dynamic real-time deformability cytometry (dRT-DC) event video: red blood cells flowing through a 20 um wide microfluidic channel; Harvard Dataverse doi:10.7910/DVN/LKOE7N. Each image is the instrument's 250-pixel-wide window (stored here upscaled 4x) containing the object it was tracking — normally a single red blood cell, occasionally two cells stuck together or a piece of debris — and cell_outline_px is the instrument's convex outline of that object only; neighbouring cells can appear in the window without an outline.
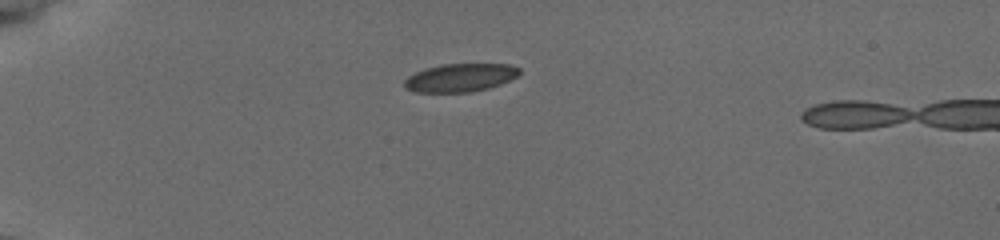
{"species": "common noctule bat (a hibernating species)", "species_latin": "Nyctalus noctula", "temperature_condition": "cold", "stored_images_in_passage": 41, "camera_frame_rate_fps": 3000, "um_per_image_px": 0.085, "animal": {"sex": "female", "body_mass_g": 19.5, "forearm_length_mm": 54.1}, "frame": {"image": 1, "passage_image": 1, "time_ms": 0.0, "image_size_px": [1000, 240], "cell_outline_px": [[520, 72], [516, 76], [500, 84], [488, 88], [468, 92], [416, 92], [404, 88], [404, 80], [408, 76], [424, 68], [440, 64], [508, 64], [520, 68]], "centroid_in_image_um": [39.08, 6.59], "position_along_channel_um": 45.9, "area_um2": 18.84}}
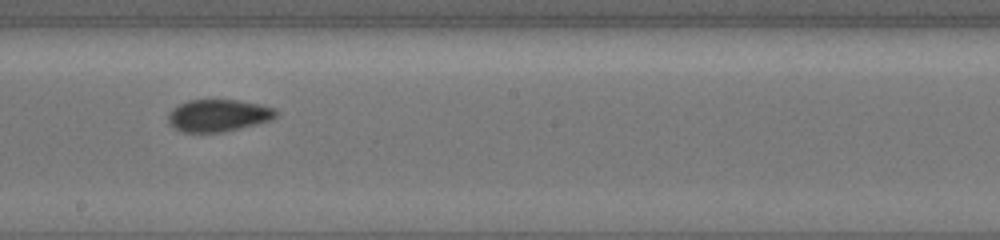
{"frame": {"image": 2, "passage_image": 19, "time_ms": 6.0, "image_size_px": [1000, 240], "cell_outline_px": [[276, 116], [268, 120], [224, 132], [184, 132], [168, 124], [168, 112], [172, 108], [188, 100], [240, 100], [260, 104], [276, 108]], "centroid_in_image_um": [18.52, 9.8], "position_along_channel_um": 229.7, "area_um2": 20.06}}
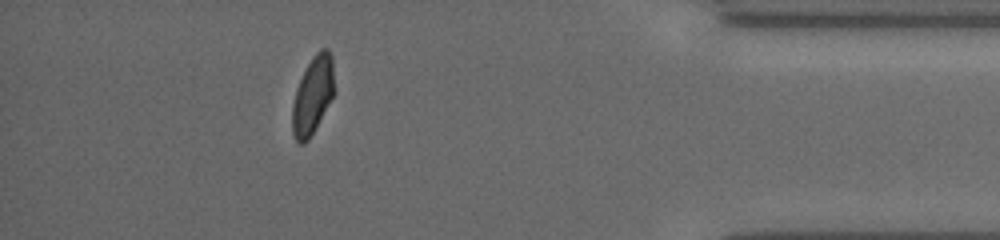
{"frame": {"image": 3, "passage_image": 36, "time_ms": 11.667, "image_size_px": [1000, 240], "cell_outline_px": [[336, 92], [308, 140], [304, 144], [300, 144], [296, 140], [292, 132], [292, 104], [296, 88], [308, 64], [316, 52], [320, 48], [328, 48], [332, 56]], "centroid_in_image_um": [26.61, 8.08], "position_along_channel_um": 408.6, "area_um2": 19.19}, "authors_computed_cell_mechanics": {"area_um2": 19.5364, "velocity_mm_per_s": 3.7601, "shape_relaxation_time_tau1_ms": 7.2987, "shape_relaxation_time_tau2_ms": 1.3574, "deformation_change_tau1": 0.1219, "deformation_change_tau2": 0.0506}}